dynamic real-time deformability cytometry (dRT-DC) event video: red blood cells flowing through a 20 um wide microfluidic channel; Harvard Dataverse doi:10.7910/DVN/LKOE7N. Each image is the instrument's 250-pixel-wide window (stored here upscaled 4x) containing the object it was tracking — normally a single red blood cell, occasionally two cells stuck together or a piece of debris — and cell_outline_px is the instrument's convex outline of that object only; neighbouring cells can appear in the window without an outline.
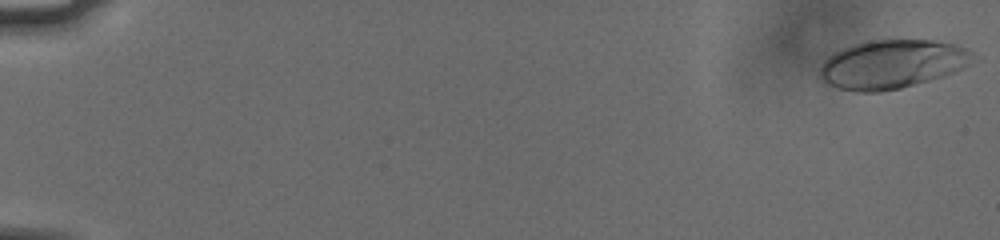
{"species": "human", "species_latin": "Homo sapiens", "temperature_condition": "cold", "stored_images_in_passage": 56, "camera_frame_rate_fps": 3000, "um_per_image_px": 0.085, "donor": {"sex": "male"}, "frame": {"image": 1, "passage_image": 1, "time_ms": 0.0, "image_size_px": [1000, 240], "cell_outline_px": [[972, 52], [968, 64], [944, 76], [900, 88], [880, 92], [856, 92], [836, 88], [828, 84], [820, 76], [820, 68], [824, 60], [832, 52], [852, 44], [872, 40], [936, 40], [956, 44]], "centroid_in_image_um": [75.76, 5.45], "position_along_channel_um": 9.2, "area_um2": 43.23}}
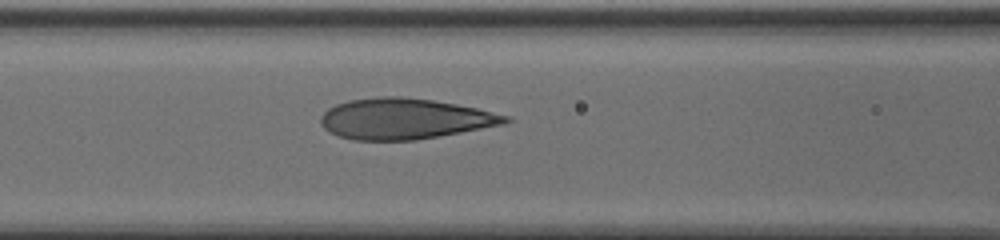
{"frame": {"image": 2, "passage_image": 26, "time_ms": 8.333, "image_size_px": [1000, 240], "cell_outline_px": [[512, 120], [504, 124], [416, 140], [352, 140], [336, 136], [328, 132], [320, 124], [320, 116], [328, 108], [336, 104], [348, 100], [380, 96], [400, 96], [432, 100], [456, 104], [476, 108], [508, 116]], "centroid_in_image_um": [34.32, 10.09], "position_along_channel_um": 132.3, "area_um2": 43.87}}
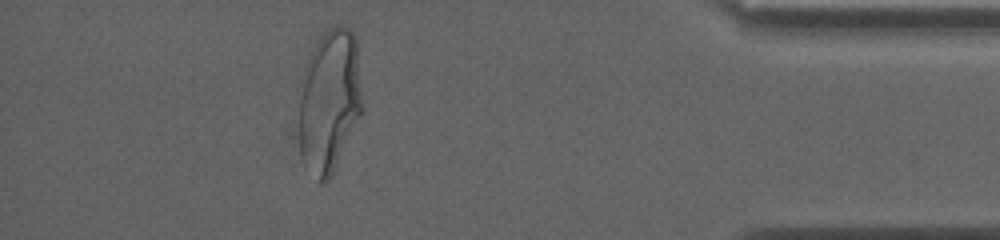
{"frame": {"image": 3, "passage_image": 51, "time_ms": 16.667, "image_size_px": [1000, 240], "cell_outline_px": [[364, 112], [328, 180], [320, 184], [300, 156], [296, 88], [308, 60], [316, 44], [324, 32], [328, 28], [336, 24], [348, 28], [356, 36], [364, 108]], "centroid_in_image_um": [27.98, 8.57], "position_along_channel_um": 407.2, "area_um2": 54.33}, "authors_computed_cell_mechanics": {"area_um2": 43.5523, "velocity_mm_per_s": 3.7631, "shape_relaxation_time_tau1_ms": 9.9993, "shape_relaxation_time_tau2_ms": 0.7465, "deformation_change_tau1": 0.3256, "deformation_change_tau2": 0.0869}}